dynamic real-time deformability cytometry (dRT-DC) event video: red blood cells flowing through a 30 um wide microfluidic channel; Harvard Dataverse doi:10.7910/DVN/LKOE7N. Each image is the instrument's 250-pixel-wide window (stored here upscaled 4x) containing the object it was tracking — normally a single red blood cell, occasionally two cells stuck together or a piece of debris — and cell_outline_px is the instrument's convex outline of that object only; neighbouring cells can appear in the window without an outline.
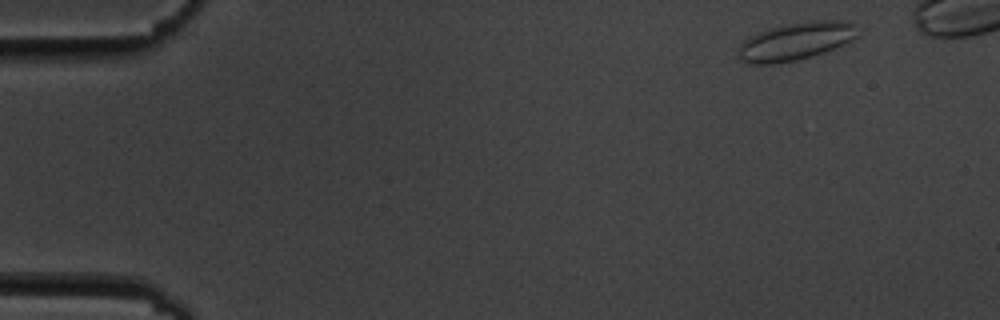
{"species": "common noctule bat (a hibernating species)", "species_latin": "Nyctalus noctula", "temperature_condition": "cold", "stored_images_in_passage": 14, "camera_frame_rate_fps": 3000, "um_per_image_px": 0.085, "animal": {"sex": "male", "body_mass_g": 19.5, "forearm_length_mm": 54.6}, "frame": {"image": 1, "passage_image": 1, "time_ms": 0.0, "image_size_px": [1000, 320], "cell_outline_px": [[860, 36], [844, 44], [824, 52], [812, 56], [796, 60], [772, 64], [752, 64], [744, 60], [740, 56], [740, 48], [744, 40], [760, 32], [772, 28], [812, 20], [852, 20], [856, 24]], "centroid_in_image_um": [67.78, 3.49], "position_along_channel_um": 17.2, "area_um2": 25.95}}
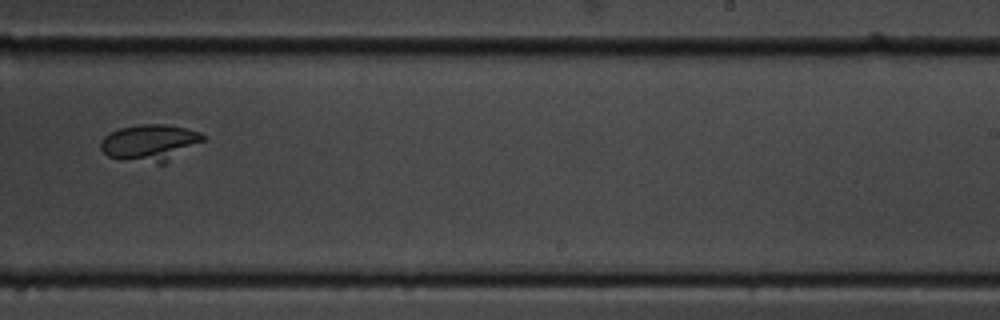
{"frame": {"image": 2, "passage_image": 9, "time_ms": 10.333, "image_size_px": [1000, 320], "cell_outline_px": [[204, 140], [164, 164], [156, 164], [108, 156], [100, 148], [100, 140], [104, 136], [120, 128], [140, 124], [168, 124], [200, 132], [204, 136]], "centroid_in_image_um": [12.74, 12.12], "position_along_channel_um": 276.3, "area_um2": 21.68}}
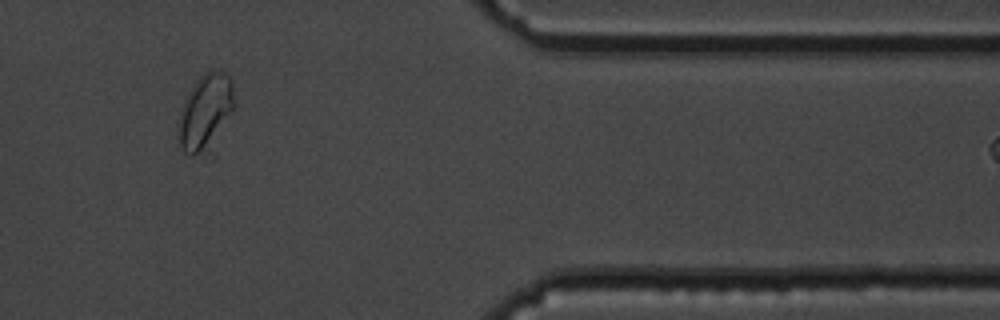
{"frame": {"image": 3, "passage_image": 12, "time_ms": 14.333, "image_size_px": [1000, 320], "cell_outline_px": [[236, 104], [200, 148], [192, 156], [188, 156], [180, 148], [176, 136], [184, 100], [188, 92], [196, 80], [204, 72], [216, 68], [220, 68], [232, 80]], "centroid_in_image_um": [17.4, 9.3], "position_along_channel_um": 394.0, "area_um2": 22.89}}